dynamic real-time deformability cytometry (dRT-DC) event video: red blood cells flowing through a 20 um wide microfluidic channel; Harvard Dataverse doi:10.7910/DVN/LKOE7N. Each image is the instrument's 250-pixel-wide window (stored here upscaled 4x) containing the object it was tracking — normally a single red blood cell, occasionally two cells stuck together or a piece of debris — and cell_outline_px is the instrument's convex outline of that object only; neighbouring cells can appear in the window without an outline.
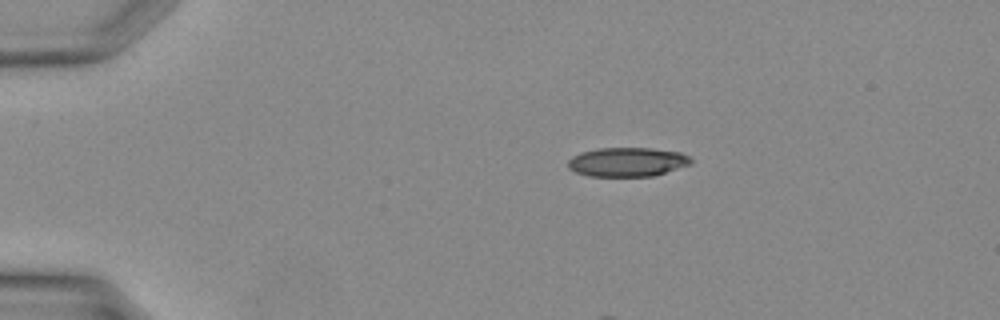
{"species": "Egyptian fruit bat (a non-hibernating species)", "species_latin": "Rousettus aegyptiacus", "temperature_condition": "warm", "stored_images_in_passage": 20, "camera_frame_rate_fps": 3000, "um_per_image_px": 0.085, "animal": {"sex": "female"}, "frame": {"image": 1, "passage_image": 1, "time_ms": 0.0, "image_size_px": [1000, 320], "cell_outline_px": [[692, 164], [652, 176], [588, 176], [576, 172], [568, 168], [568, 160], [572, 156], [584, 152], [600, 148], [652, 148], [680, 152], [688, 156], [692, 160]], "centroid_in_image_um": [53.33, 13.77], "position_along_channel_um": 31.7, "area_um2": 20.75}}
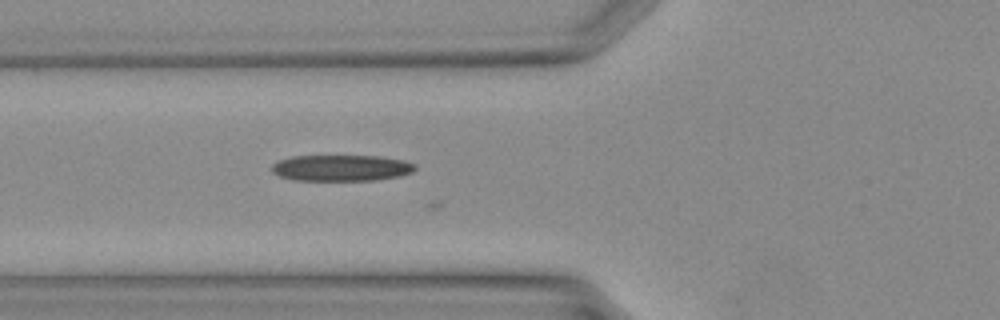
{"frame": {"image": 2, "passage_image": 8, "time_ms": 2.333, "image_size_px": [1000, 320], "cell_outline_px": [[416, 168], [412, 172], [400, 176], [376, 180], [292, 180], [280, 176], [272, 172], [272, 164], [280, 160], [292, 156], [376, 156], [400, 160], [416, 164]], "centroid_in_image_um": [28.99, 14.28], "position_along_channel_um": 96.8, "area_um2": 21.73}}
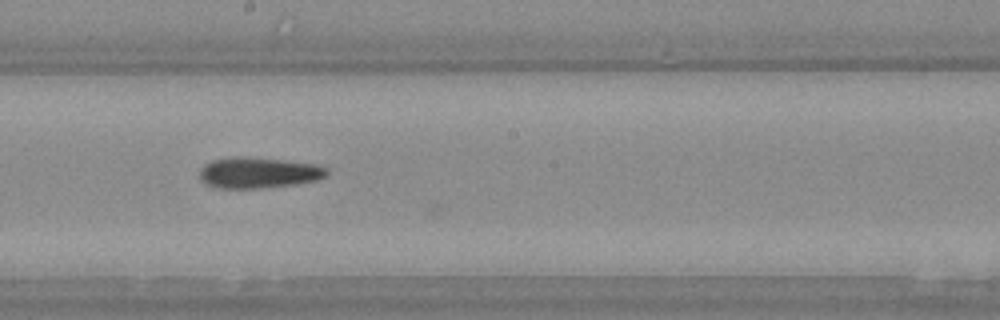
{"frame": {"image": 3, "passage_image": 15, "time_ms": 4.667, "image_size_px": [1000, 320], "cell_outline_px": [[328, 172], [320, 180], [296, 184], [260, 188], [216, 188], [204, 184], [200, 180], [200, 168], [204, 164], [212, 160], [232, 156], [280, 160], [316, 164], [328, 168]], "centroid_in_image_um": [21.94, 14.69], "position_along_channel_um": 226.3, "area_um2": 22.95}}